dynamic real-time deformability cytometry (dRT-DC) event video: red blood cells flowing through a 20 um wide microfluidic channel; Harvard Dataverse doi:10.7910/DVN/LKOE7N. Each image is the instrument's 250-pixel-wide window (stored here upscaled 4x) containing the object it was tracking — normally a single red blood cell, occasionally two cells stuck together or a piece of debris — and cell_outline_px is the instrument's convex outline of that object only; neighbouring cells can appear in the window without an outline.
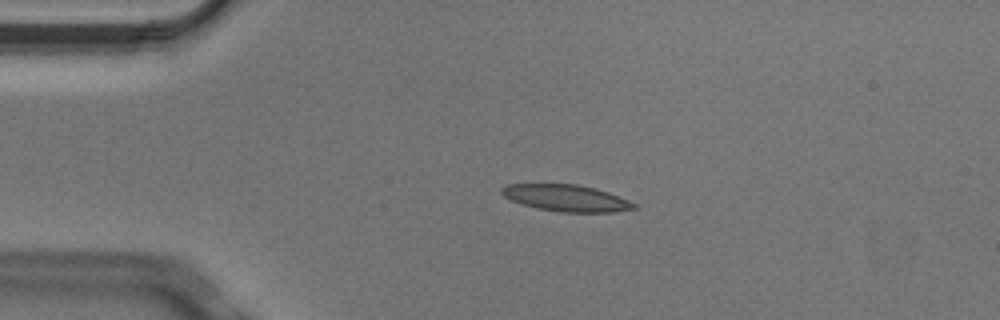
{"species": "Egyptian fruit bat (a non-hibernating species)", "species_latin": "Rousettus aegyptiacus", "temperature_condition": "cold", "stored_images_in_passage": 5, "camera_frame_rate_fps": 3000, "um_per_image_px": 0.085, "animal": {"sex": "male"}, "frame": {"image": 1, "passage_image": 4, "time_ms": 1.0, "image_size_px": [1000, 320], "cell_outline_px": [[640, 208], [616, 212], [560, 212], [536, 208], [512, 200], [504, 196], [500, 192], [500, 188], [508, 184], [576, 184], [596, 188], [608, 192], [628, 200], [636, 204]], "centroid_in_image_um": [48.17, 16.83], "position_along_channel_um": 36.8, "area_um2": 20.58}}